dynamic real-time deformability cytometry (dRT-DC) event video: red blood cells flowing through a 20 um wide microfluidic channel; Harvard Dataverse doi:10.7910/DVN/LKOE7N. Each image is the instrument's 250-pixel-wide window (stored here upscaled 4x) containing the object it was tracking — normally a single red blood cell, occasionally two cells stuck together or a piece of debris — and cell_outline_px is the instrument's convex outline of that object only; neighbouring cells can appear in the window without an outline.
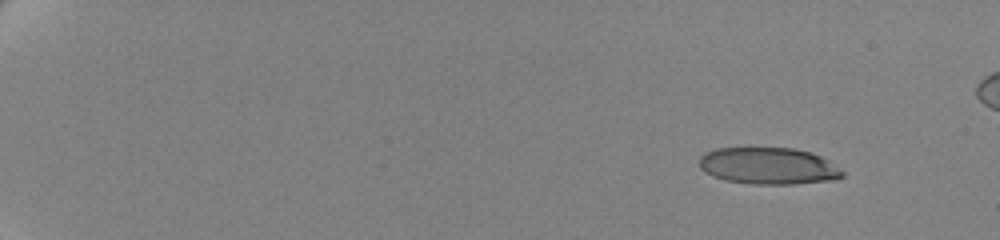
{"species": "human", "species_latin": "Homo sapiens", "temperature_condition": "cold", "stored_images_in_passage": 55, "camera_frame_rate_fps": 3000, "um_per_image_px": 0.085, "donor": {"sex": "female"}, "frame": {"image": 1, "passage_image": 1, "time_ms": 0.0, "image_size_px": [1000, 240], "cell_outline_px": [[844, 176], [836, 180], [792, 184], [752, 184], [724, 180], [712, 176], [704, 172], [700, 168], [700, 156], [704, 152], [716, 148], [748, 144], [792, 148], [808, 152], [820, 156], [828, 160], [844, 172]], "centroid_in_image_um": [65.25, 14.05], "position_along_channel_um": 19.7, "area_um2": 31.91}}
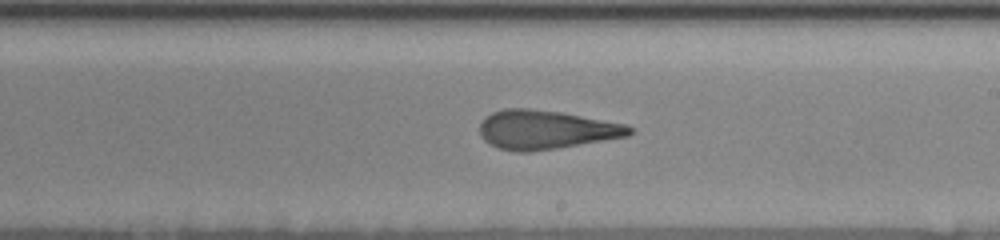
{"frame": {"image": 2, "passage_image": 34, "time_ms": 11.0, "image_size_px": [1000, 240], "cell_outline_px": [[632, 132], [628, 136], [556, 148], [528, 152], [516, 152], [500, 148], [488, 144], [484, 140], [480, 132], [480, 124], [484, 116], [492, 112], [504, 108], [528, 108], [560, 112], [628, 124], [632, 128]], "centroid_in_image_um": [46.37, 11.02], "position_along_channel_um": 242.6, "area_um2": 33.93}}
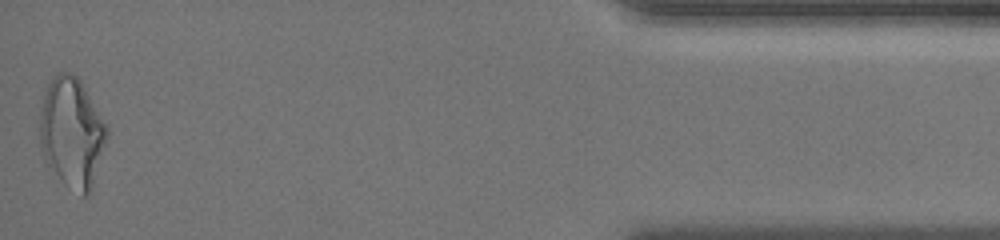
{"frame": {"image": 3, "passage_image": 55, "time_ms": 18.0, "image_size_px": [1000, 240], "cell_outline_px": [[108, 136], [92, 188], [88, 196], [84, 196], [64, 184], [60, 180], [44, 160], [40, 148], [40, 116], [44, 92], [48, 84], [56, 72], [72, 72], [80, 80], [108, 128]], "centroid_in_image_um": [6.1, 11.27], "position_along_channel_um": 429.1, "area_um2": 42.95}, "authors_computed_cell_mechanics": {"area_um2": 33.813, "velocity_mm_per_s": 3.5045, "shape_relaxation_time_tau1_ms": 7.6671, "shape_relaxation_time_tau2_ms": 2.2304, "deformation_change_tau1": 0.2453, "deformation_change_tau2": 0.1277}}